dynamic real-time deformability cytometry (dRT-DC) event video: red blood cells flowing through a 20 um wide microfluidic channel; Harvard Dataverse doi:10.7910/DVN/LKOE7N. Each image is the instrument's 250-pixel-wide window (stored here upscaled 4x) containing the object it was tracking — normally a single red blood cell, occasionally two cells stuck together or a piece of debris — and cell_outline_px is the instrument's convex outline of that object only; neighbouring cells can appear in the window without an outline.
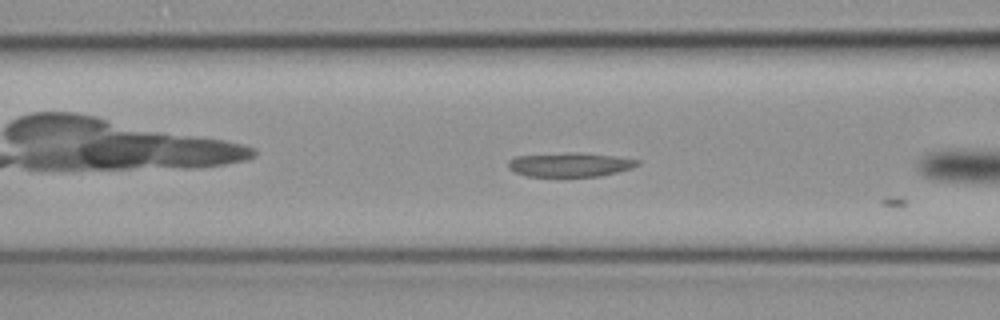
{"species": "common noctule bat (a hibernating species)", "species_latin": "Nyctalus noctula", "temperature_condition": "cold", "stored_images_in_passage": 9, "camera_frame_rate_fps": 3000, "um_per_image_px": 0.085, "animal": {"sex": "female", "body_mass_g": 19.3, "forearm_length_mm": 54.1}, "frame": {"image": 1, "passage_image": 5, "time_ms": 1.333, "image_size_px": [1000, 320], "cell_outline_px": [[640, 164], [632, 168], [600, 176], [528, 176], [516, 172], [508, 168], [508, 160], [516, 156], [572, 152], [580, 152], [612, 156], [640, 160]], "centroid_in_image_um": [48.45, 13.99], "position_along_channel_um": 118.2, "area_um2": 18.03}}
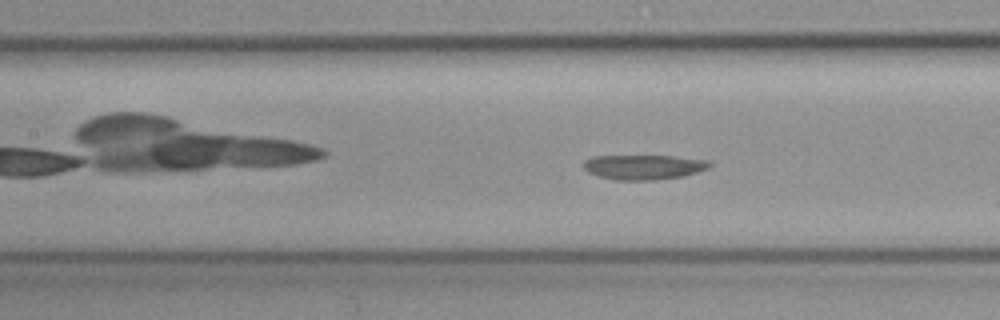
{"frame": {"image": 2, "passage_image": 8, "time_ms": 2.333, "image_size_px": [1000, 320], "cell_outline_px": [[712, 164], [708, 168], [684, 176], [652, 180], [616, 180], [596, 176], [588, 172], [584, 168], [584, 160], [592, 156], [672, 156], [712, 160]], "centroid_in_image_um": [54.72, 14.19], "position_along_channel_um": 152.7, "area_um2": 18.32}}